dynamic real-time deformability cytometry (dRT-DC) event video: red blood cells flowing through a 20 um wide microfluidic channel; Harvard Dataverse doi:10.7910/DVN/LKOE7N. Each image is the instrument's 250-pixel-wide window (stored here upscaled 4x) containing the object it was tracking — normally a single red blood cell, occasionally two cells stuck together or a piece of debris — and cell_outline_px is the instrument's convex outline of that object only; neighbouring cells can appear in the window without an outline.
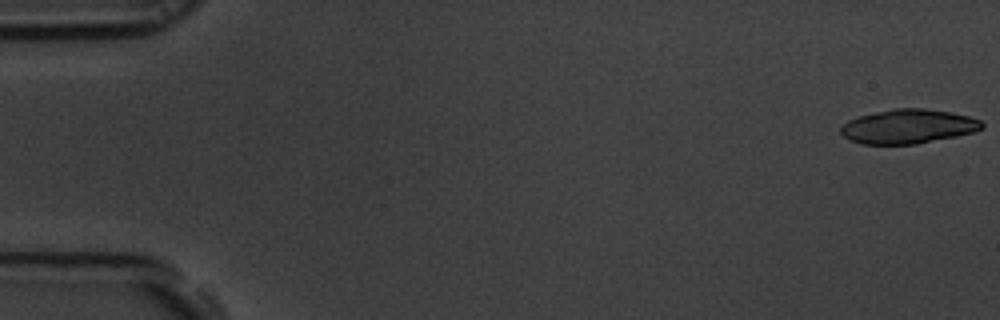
{"species": "common noctule bat (a hibernating species)", "species_latin": "Nyctalus noctula", "temperature_condition": "room temperature", "stored_images_in_passage": 20, "camera_frame_rate_fps": 3000, "um_per_image_px": 0.085, "animal": {"sex": "male", "body_mass_g": 19.5, "forearm_length_mm": 54.6}, "frame": {"image": 1, "passage_image": 1, "time_ms": 0.0, "image_size_px": [1000, 320], "cell_outline_px": [[984, 128], [972, 132], [956, 136], [916, 144], [860, 144], [848, 140], [840, 132], [840, 128], [848, 120], [860, 116], [892, 108], [924, 108], [952, 112], [968, 116], [980, 120], [984, 124]], "centroid_in_image_um": [77.18, 10.75], "position_along_channel_um": 7.8, "area_um2": 28.21}}